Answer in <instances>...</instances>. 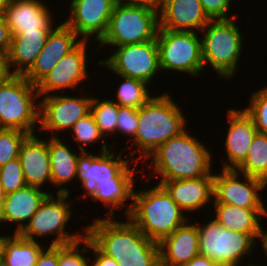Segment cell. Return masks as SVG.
<instances>
[{"mask_svg": "<svg viewBox=\"0 0 267 266\" xmlns=\"http://www.w3.org/2000/svg\"><path fill=\"white\" fill-rule=\"evenodd\" d=\"M192 135L189 129L184 130L180 135L170 138L156 149L145 161L148 172L147 178H157L160 184L162 181L195 179L202 176H214L211 148L206 142L200 141ZM150 161V163H149ZM149 164V165H148ZM159 175V176H158Z\"/></svg>", "mask_w": 267, "mask_h": 266, "instance_id": "cell-1", "label": "cell"}, {"mask_svg": "<svg viewBox=\"0 0 267 266\" xmlns=\"http://www.w3.org/2000/svg\"><path fill=\"white\" fill-rule=\"evenodd\" d=\"M122 218L93 217L85 225L86 236L119 266H152L159 258V244L146 237L128 217Z\"/></svg>", "mask_w": 267, "mask_h": 266, "instance_id": "cell-2", "label": "cell"}, {"mask_svg": "<svg viewBox=\"0 0 267 266\" xmlns=\"http://www.w3.org/2000/svg\"><path fill=\"white\" fill-rule=\"evenodd\" d=\"M172 93L163 91L153 96L138 108V126L135 137L126 144L127 154L132 161L145 160L170 138L180 135L188 127V121L181 105L174 100ZM130 144V146H129ZM128 145V146H127ZM136 153L138 154L135 157Z\"/></svg>", "mask_w": 267, "mask_h": 266, "instance_id": "cell-3", "label": "cell"}, {"mask_svg": "<svg viewBox=\"0 0 267 266\" xmlns=\"http://www.w3.org/2000/svg\"><path fill=\"white\" fill-rule=\"evenodd\" d=\"M148 187L138 191L134 187L128 218L146 237L159 243L191 218L160 184Z\"/></svg>", "mask_w": 267, "mask_h": 266, "instance_id": "cell-4", "label": "cell"}, {"mask_svg": "<svg viewBox=\"0 0 267 266\" xmlns=\"http://www.w3.org/2000/svg\"><path fill=\"white\" fill-rule=\"evenodd\" d=\"M235 18L210 20L200 31L204 68L215 71L223 81L237 77L239 65H242L239 62L246 36Z\"/></svg>", "mask_w": 267, "mask_h": 266, "instance_id": "cell-5", "label": "cell"}, {"mask_svg": "<svg viewBox=\"0 0 267 266\" xmlns=\"http://www.w3.org/2000/svg\"><path fill=\"white\" fill-rule=\"evenodd\" d=\"M55 194H49L41 203L37 212L19 233L22 237L39 242L42 237L48 240L52 236V241L48 240L46 245L61 246L77 242L86 235V226L79 228L82 231L79 232L78 229V233L68 231V223L70 224L74 214L72 210L75 209L72 202L68 201L71 194Z\"/></svg>", "mask_w": 267, "mask_h": 266, "instance_id": "cell-6", "label": "cell"}, {"mask_svg": "<svg viewBox=\"0 0 267 266\" xmlns=\"http://www.w3.org/2000/svg\"><path fill=\"white\" fill-rule=\"evenodd\" d=\"M159 6L115 5L105 35L97 49L155 40L159 30Z\"/></svg>", "mask_w": 267, "mask_h": 266, "instance_id": "cell-7", "label": "cell"}, {"mask_svg": "<svg viewBox=\"0 0 267 266\" xmlns=\"http://www.w3.org/2000/svg\"><path fill=\"white\" fill-rule=\"evenodd\" d=\"M193 221L198 229L199 254L210 258L217 266H237L243 264L246 257L245 260L253 255L255 258L258 234L228 230L213 218L204 220L203 224L198 219Z\"/></svg>", "mask_w": 267, "mask_h": 266, "instance_id": "cell-8", "label": "cell"}, {"mask_svg": "<svg viewBox=\"0 0 267 266\" xmlns=\"http://www.w3.org/2000/svg\"><path fill=\"white\" fill-rule=\"evenodd\" d=\"M37 86L23 75H13L0 85V128L36 134L39 128Z\"/></svg>", "mask_w": 267, "mask_h": 266, "instance_id": "cell-9", "label": "cell"}, {"mask_svg": "<svg viewBox=\"0 0 267 266\" xmlns=\"http://www.w3.org/2000/svg\"><path fill=\"white\" fill-rule=\"evenodd\" d=\"M201 33L159 29L156 42L162 73H185L193 79L205 72ZM204 70V71H203ZM202 73V74H201Z\"/></svg>", "mask_w": 267, "mask_h": 266, "instance_id": "cell-10", "label": "cell"}, {"mask_svg": "<svg viewBox=\"0 0 267 266\" xmlns=\"http://www.w3.org/2000/svg\"><path fill=\"white\" fill-rule=\"evenodd\" d=\"M110 55L98 59V67H105L110 74L121 75L146 82L151 86L161 73L156 39L139 44L108 48ZM107 57V58H106Z\"/></svg>", "mask_w": 267, "mask_h": 266, "instance_id": "cell-11", "label": "cell"}, {"mask_svg": "<svg viewBox=\"0 0 267 266\" xmlns=\"http://www.w3.org/2000/svg\"><path fill=\"white\" fill-rule=\"evenodd\" d=\"M83 91H79L80 95L59 92L39 97L38 134L49 133V137H61L63 132L68 133L79 119L88 115L93 96L91 92Z\"/></svg>", "mask_w": 267, "mask_h": 266, "instance_id": "cell-12", "label": "cell"}, {"mask_svg": "<svg viewBox=\"0 0 267 266\" xmlns=\"http://www.w3.org/2000/svg\"><path fill=\"white\" fill-rule=\"evenodd\" d=\"M91 43V51L89 47ZM93 46V47H92ZM95 46V47H94ZM96 51L97 44L92 45V41L82 40L72 51L63 56L52 70L36 85L39 97L65 93L67 90L75 89V92L79 90H85L84 81L90 80L91 77L88 73L89 67L94 62L93 56H89L90 52L93 54ZM91 64H89L90 62Z\"/></svg>", "mask_w": 267, "mask_h": 266, "instance_id": "cell-13", "label": "cell"}, {"mask_svg": "<svg viewBox=\"0 0 267 266\" xmlns=\"http://www.w3.org/2000/svg\"><path fill=\"white\" fill-rule=\"evenodd\" d=\"M219 172L214 173L213 203H226L251 210H267V203L261 194L267 189L265 181L239 173L235 169L220 168Z\"/></svg>", "mask_w": 267, "mask_h": 266, "instance_id": "cell-14", "label": "cell"}, {"mask_svg": "<svg viewBox=\"0 0 267 266\" xmlns=\"http://www.w3.org/2000/svg\"><path fill=\"white\" fill-rule=\"evenodd\" d=\"M70 2V3H69ZM64 23L82 39L98 43L105 35L115 0H69Z\"/></svg>", "mask_w": 267, "mask_h": 266, "instance_id": "cell-15", "label": "cell"}, {"mask_svg": "<svg viewBox=\"0 0 267 266\" xmlns=\"http://www.w3.org/2000/svg\"><path fill=\"white\" fill-rule=\"evenodd\" d=\"M116 149L105 152H81L77 162V176L80 187H83L82 195H77L80 199H91L97 191V182L110 181L114 178L130 161L123 149L116 154Z\"/></svg>", "mask_w": 267, "mask_h": 266, "instance_id": "cell-16", "label": "cell"}, {"mask_svg": "<svg viewBox=\"0 0 267 266\" xmlns=\"http://www.w3.org/2000/svg\"><path fill=\"white\" fill-rule=\"evenodd\" d=\"M133 164L134 166H132ZM138 164L140 165V163L131 160L114 178L110 179V181L97 182V191L91 198V201L92 203L95 202L94 204L99 201L98 203H101L99 206L102 205L106 208L105 214L107 218H116L118 215H121V217L125 215V218L128 217L132 208L135 183L138 181L136 175L138 173L141 175V172L143 175V172H145L142 168L138 167ZM121 210L122 214H114Z\"/></svg>", "mask_w": 267, "mask_h": 266, "instance_id": "cell-17", "label": "cell"}, {"mask_svg": "<svg viewBox=\"0 0 267 266\" xmlns=\"http://www.w3.org/2000/svg\"><path fill=\"white\" fill-rule=\"evenodd\" d=\"M225 116L229 126L225 128L227 129L225 139H220H223L226 159L223 158V155L220 156V166L221 169H236L247 157L252 140L258 131L252 118L243 108L229 107Z\"/></svg>", "mask_w": 267, "mask_h": 266, "instance_id": "cell-18", "label": "cell"}, {"mask_svg": "<svg viewBox=\"0 0 267 266\" xmlns=\"http://www.w3.org/2000/svg\"><path fill=\"white\" fill-rule=\"evenodd\" d=\"M47 3L44 0H11L3 13L11 34L53 30L60 22L54 24L56 15Z\"/></svg>", "mask_w": 267, "mask_h": 266, "instance_id": "cell-19", "label": "cell"}, {"mask_svg": "<svg viewBox=\"0 0 267 266\" xmlns=\"http://www.w3.org/2000/svg\"><path fill=\"white\" fill-rule=\"evenodd\" d=\"M82 39L63 21L51 31L47 42L32 67L23 75L32 84L37 85L57 62L72 51Z\"/></svg>", "mask_w": 267, "mask_h": 266, "instance_id": "cell-20", "label": "cell"}, {"mask_svg": "<svg viewBox=\"0 0 267 266\" xmlns=\"http://www.w3.org/2000/svg\"><path fill=\"white\" fill-rule=\"evenodd\" d=\"M160 185L192 220L194 216H189L190 213H199L201 209L207 212V207L210 208L214 201V176L168 180Z\"/></svg>", "mask_w": 267, "mask_h": 266, "instance_id": "cell-21", "label": "cell"}, {"mask_svg": "<svg viewBox=\"0 0 267 266\" xmlns=\"http://www.w3.org/2000/svg\"><path fill=\"white\" fill-rule=\"evenodd\" d=\"M42 136L38 133L29 135L21 145L18 158L26 184L46 190L52 188L49 136Z\"/></svg>", "mask_w": 267, "mask_h": 266, "instance_id": "cell-22", "label": "cell"}, {"mask_svg": "<svg viewBox=\"0 0 267 266\" xmlns=\"http://www.w3.org/2000/svg\"><path fill=\"white\" fill-rule=\"evenodd\" d=\"M159 29L200 33L210 21L200 0H160Z\"/></svg>", "mask_w": 267, "mask_h": 266, "instance_id": "cell-23", "label": "cell"}, {"mask_svg": "<svg viewBox=\"0 0 267 266\" xmlns=\"http://www.w3.org/2000/svg\"><path fill=\"white\" fill-rule=\"evenodd\" d=\"M39 187L26 185L15 192L5 195L3 201V213L6 224L15 226L13 233L19 234L32 216L37 212L41 203L49 194Z\"/></svg>", "mask_w": 267, "mask_h": 266, "instance_id": "cell-24", "label": "cell"}, {"mask_svg": "<svg viewBox=\"0 0 267 266\" xmlns=\"http://www.w3.org/2000/svg\"><path fill=\"white\" fill-rule=\"evenodd\" d=\"M191 222L192 219L158 243L159 257L170 266H183L199 255L198 229Z\"/></svg>", "mask_w": 267, "mask_h": 266, "instance_id": "cell-25", "label": "cell"}, {"mask_svg": "<svg viewBox=\"0 0 267 266\" xmlns=\"http://www.w3.org/2000/svg\"><path fill=\"white\" fill-rule=\"evenodd\" d=\"M69 143L60 137H49V156L51 164V185L58 194H71L68 185L76 182L79 154ZM68 184V185H67ZM67 186V187H65ZM69 188V189H68Z\"/></svg>", "mask_w": 267, "mask_h": 266, "instance_id": "cell-26", "label": "cell"}, {"mask_svg": "<svg viewBox=\"0 0 267 266\" xmlns=\"http://www.w3.org/2000/svg\"><path fill=\"white\" fill-rule=\"evenodd\" d=\"M52 30L12 34L8 63L13 75H24L35 63Z\"/></svg>", "mask_w": 267, "mask_h": 266, "instance_id": "cell-27", "label": "cell"}, {"mask_svg": "<svg viewBox=\"0 0 267 266\" xmlns=\"http://www.w3.org/2000/svg\"><path fill=\"white\" fill-rule=\"evenodd\" d=\"M212 206L214 212L208 214H215L212 218L232 231L258 234L261 222L267 217V210L244 209L226 203H213Z\"/></svg>", "mask_w": 267, "mask_h": 266, "instance_id": "cell-28", "label": "cell"}, {"mask_svg": "<svg viewBox=\"0 0 267 266\" xmlns=\"http://www.w3.org/2000/svg\"><path fill=\"white\" fill-rule=\"evenodd\" d=\"M41 240H29L12 232L3 235L2 266H35L39 254L47 246Z\"/></svg>", "mask_w": 267, "mask_h": 266, "instance_id": "cell-29", "label": "cell"}, {"mask_svg": "<svg viewBox=\"0 0 267 266\" xmlns=\"http://www.w3.org/2000/svg\"><path fill=\"white\" fill-rule=\"evenodd\" d=\"M68 132L70 133L65 134V136L70 135L69 138H72L70 140L74 141V143L78 145L77 149L82 152L88 151L86 148L87 146L90 147L92 144L94 145L97 143L102 144L100 149H98L100 152L108 151L117 146L115 142H112L111 145L107 144L109 142L106 141L100 133L91 113L79 119Z\"/></svg>", "mask_w": 267, "mask_h": 266, "instance_id": "cell-30", "label": "cell"}, {"mask_svg": "<svg viewBox=\"0 0 267 266\" xmlns=\"http://www.w3.org/2000/svg\"><path fill=\"white\" fill-rule=\"evenodd\" d=\"M235 170L267 183V134L256 133L247 157Z\"/></svg>", "mask_w": 267, "mask_h": 266, "instance_id": "cell-31", "label": "cell"}, {"mask_svg": "<svg viewBox=\"0 0 267 266\" xmlns=\"http://www.w3.org/2000/svg\"><path fill=\"white\" fill-rule=\"evenodd\" d=\"M119 76V77H118ZM116 77L121 78L118 87L114 91L116 96L112 99L118 106H127L138 109L143 106L154 94L156 90H151V87L146 82L141 80L124 77L121 75H116ZM151 90V91H150ZM152 93V94H150Z\"/></svg>", "mask_w": 267, "mask_h": 266, "instance_id": "cell-32", "label": "cell"}, {"mask_svg": "<svg viewBox=\"0 0 267 266\" xmlns=\"http://www.w3.org/2000/svg\"><path fill=\"white\" fill-rule=\"evenodd\" d=\"M110 95L112 97L108 99H106V97L100 98L93 95L90 113L92 114L95 123L97 124L104 139L107 141V137L110 138L111 136L114 142L116 138L118 105L112 100L113 95L111 93Z\"/></svg>", "mask_w": 267, "mask_h": 266, "instance_id": "cell-33", "label": "cell"}, {"mask_svg": "<svg viewBox=\"0 0 267 266\" xmlns=\"http://www.w3.org/2000/svg\"><path fill=\"white\" fill-rule=\"evenodd\" d=\"M89 253L90 239L86 235L77 242L58 246V266H90Z\"/></svg>", "mask_w": 267, "mask_h": 266, "instance_id": "cell-34", "label": "cell"}, {"mask_svg": "<svg viewBox=\"0 0 267 266\" xmlns=\"http://www.w3.org/2000/svg\"><path fill=\"white\" fill-rule=\"evenodd\" d=\"M250 93L248 106L243 109L252 118L257 131L267 134V86Z\"/></svg>", "mask_w": 267, "mask_h": 266, "instance_id": "cell-35", "label": "cell"}, {"mask_svg": "<svg viewBox=\"0 0 267 266\" xmlns=\"http://www.w3.org/2000/svg\"><path fill=\"white\" fill-rule=\"evenodd\" d=\"M28 136L18 129L0 128V167L18 158L21 145Z\"/></svg>", "mask_w": 267, "mask_h": 266, "instance_id": "cell-36", "label": "cell"}, {"mask_svg": "<svg viewBox=\"0 0 267 266\" xmlns=\"http://www.w3.org/2000/svg\"><path fill=\"white\" fill-rule=\"evenodd\" d=\"M19 158L7 162L0 167V186L5 195L26 186Z\"/></svg>", "mask_w": 267, "mask_h": 266, "instance_id": "cell-37", "label": "cell"}, {"mask_svg": "<svg viewBox=\"0 0 267 266\" xmlns=\"http://www.w3.org/2000/svg\"><path fill=\"white\" fill-rule=\"evenodd\" d=\"M138 126V109L127 106H118V117L116 123V135L128 138L125 140L128 144L137 131ZM119 133V135H118ZM127 136V137H126ZM130 138V139H129Z\"/></svg>", "mask_w": 267, "mask_h": 266, "instance_id": "cell-38", "label": "cell"}, {"mask_svg": "<svg viewBox=\"0 0 267 266\" xmlns=\"http://www.w3.org/2000/svg\"><path fill=\"white\" fill-rule=\"evenodd\" d=\"M235 0H200L202 9L204 13L208 16L210 20L217 19H231L236 16L231 13L232 2Z\"/></svg>", "mask_w": 267, "mask_h": 266, "instance_id": "cell-39", "label": "cell"}, {"mask_svg": "<svg viewBox=\"0 0 267 266\" xmlns=\"http://www.w3.org/2000/svg\"><path fill=\"white\" fill-rule=\"evenodd\" d=\"M90 252L93 254L90 257V266H119L115 259L104 254L91 240Z\"/></svg>", "mask_w": 267, "mask_h": 266, "instance_id": "cell-40", "label": "cell"}, {"mask_svg": "<svg viewBox=\"0 0 267 266\" xmlns=\"http://www.w3.org/2000/svg\"><path fill=\"white\" fill-rule=\"evenodd\" d=\"M35 266H58V246H46L39 254Z\"/></svg>", "mask_w": 267, "mask_h": 266, "instance_id": "cell-41", "label": "cell"}, {"mask_svg": "<svg viewBox=\"0 0 267 266\" xmlns=\"http://www.w3.org/2000/svg\"><path fill=\"white\" fill-rule=\"evenodd\" d=\"M12 34L3 15H0V53L8 54Z\"/></svg>", "mask_w": 267, "mask_h": 266, "instance_id": "cell-42", "label": "cell"}, {"mask_svg": "<svg viewBox=\"0 0 267 266\" xmlns=\"http://www.w3.org/2000/svg\"><path fill=\"white\" fill-rule=\"evenodd\" d=\"M13 74L11 73L7 54L0 53V85L6 82Z\"/></svg>", "mask_w": 267, "mask_h": 266, "instance_id": "cell-43", "label": "cell"}, {"mask_svg": "<svg viewBox=\"0 0 267 266\" xmlns=\"http://www.w3.org/2000/svg\"><path fill=\"white\" fill-rule=\"evenodd\" d=\"M118 5L159 6L160 0H115Z\"/></svg>", "mask_w": 267, "mask_h": 266, "instance_id": "cell-44", "label": "cell"}, {"mask_svg": "<svg viewBox=\"0 0 267 266\" xmlns=\"http://www.w3.org/2000/svg\"><path fill=\"white\" fill-rule=\"evenodd\" d=\"M262 225L263 224L261 223L259 231H258V235L256 238V241H258V242H256V246L261 245V247H260L261 252H263L264 256H266V258H267V228L262 226ZM259 243H260V245H258Z\"/></svg>", "mask_w": 267, "mask_h": 266, "instance_id": "cell-45", "label": "cell"}, {"mask_svg": "<svg viewBox=\"0 0 267 266\" xmlns=\"http://www.w3.org/2000/svg\"><path fill=\"white\" fill-rule=\"evenodd\" d=\"M183 266H217V265L213 261H211L210 258L199 254Z\"/></svg>", "mask_w": 267, "mask_h": 266, "instance_id": "cell-46", "label": "cell"}, {"mask_svg": "<svg viewBox=\"0 0 267 266\" xmlns=\"http://www.w3.org/2000/svg\"><path fill=\"white\" fill-rule=\"evenodd\" d=\"M10 2L11 0H0V15H3Z\"/></svg>", "mask_w": 267, "mask_h": 266, "instance_id": "cell-47", "label": "cell"}, {"mask_svg": "<svg viewBox=\"0 0 267 266\" xmlns=\"http://www.w3.org/2000/svg\"><path fill=\"white\" fill-rule=\"evenodd\" d=\"M6 224V222H5V219H4V213H3V207L2 206H0V227H2L1 225H4V226H7L8 227V225H5ZM4 231H2V232H0L1 234L0 235H7V231H6V233H3Z\"/></svg>", "mask_w": 267, "mask_h": 266, "instance_id": "cell-48", "label": "cell"}, {"mask_svg": "<svg viewBox=\"0 0 267 266\" xmlns=\"http://www.w3.org/2000/svg\"><path fill=\"white\" fill-rule=\"evenodd\" d=\"M152 266H170L168 263L163 261L160 257L156 260L155 263H153Z\"/></svg>", "mask_w": 267, "mask_h": 266, "instance_id": "cell-49", "label": "cell"}, {"mask_svg": "<svg viewBox=\"0 0 267 266\" xmlns=\"http://www.w3.org/2000/svg\"><path fill=\"white\" fill-rule=\"evenodd\" d=\"M3 235H0V266H2Z\"/></svg>", "mask_w": 267, "mask_h": 266, "instance_id": "cell-50", "label": "cell"}, {"mask_svg": "<svg viewBox=\"0 0 267 266\" xmlns=\"http://www.w3.org/2000/svg\"><path fill=\"white\" fill-rule=\"evenodd\" d=\"M4 199H5V194H4V192H3L2 187L0 186V206L3 205V201H4Z\"/></svg>", "mask_w": 267, "mask_h": 266, "instance_id": "cell-51", "label": "cell"}, {"mask_svg": "<svg viewBox=\"0 0 267 266\" xmlns=\"http://www.w3.org/2000/svg\"><path fill=\"white\" fill-rule=\"evenodd\" d=\"M244 264H245V266H266L265 263H263L264 265H262V264L260 265V264H256L255 262L252 263V261L251 262L249 261L247 265H246V263H243V265L239 264L237 266H244Z\"/></svg>", "mask_w": 267, "mask_h": 266, "instance_id": "cell-52", "label": "cell"}]
</instances>
